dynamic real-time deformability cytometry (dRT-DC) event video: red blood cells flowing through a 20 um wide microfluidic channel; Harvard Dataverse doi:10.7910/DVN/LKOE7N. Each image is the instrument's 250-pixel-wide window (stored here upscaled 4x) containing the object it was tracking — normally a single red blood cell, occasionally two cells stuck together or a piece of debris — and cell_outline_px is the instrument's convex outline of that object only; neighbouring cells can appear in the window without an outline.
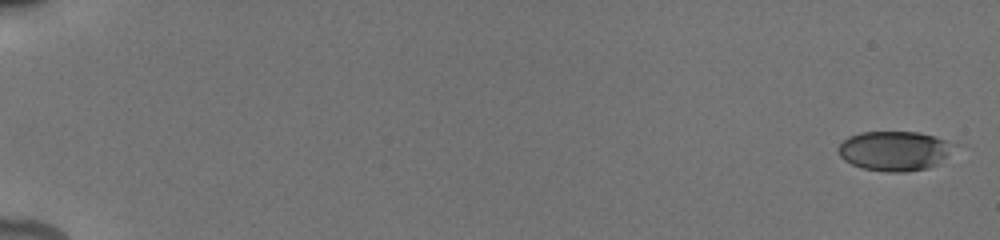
{"species": "human", "species_latin": "Homo sapiens", "temperature_condition": "cold", "stored_images_in_passage": 40, "camera_frame_rate_fps": 3000, "um_per_image_px": 0.085, "donor": {"sex": "male"}, "frame": {"image": 1, "passage_image": 1, "time_ms": 0.0, "image_size_px": [1000, 240], "cell_outline_px": [[944, 156], [936, 164], [928, 168], [904, 172], [888, 172], [864, 168], [852, 164], [844, 160], [840, 156], [836, 148], [848, 136], [860, 132], [920, 132], [936, 136], [944, 140]], "centroid_in_image_um": [75.85, 12.82], "position_along_channel_um": 9.2, "area_um2": 25.78}}